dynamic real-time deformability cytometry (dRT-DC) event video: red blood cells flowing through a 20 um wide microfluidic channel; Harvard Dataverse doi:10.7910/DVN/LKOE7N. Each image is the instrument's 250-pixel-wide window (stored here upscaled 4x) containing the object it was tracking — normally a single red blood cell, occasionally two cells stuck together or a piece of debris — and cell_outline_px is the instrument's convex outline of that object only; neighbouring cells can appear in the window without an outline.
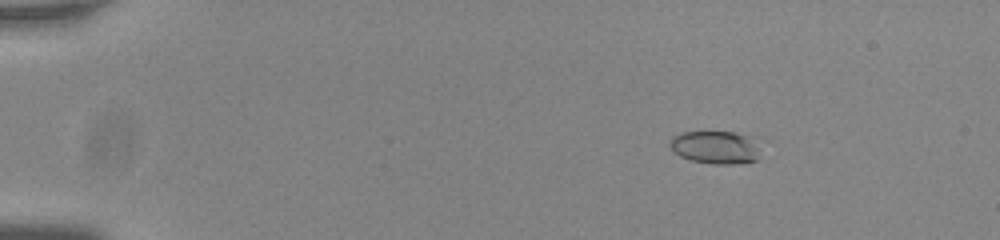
{"species": "common noctule bat (a hibernating species)", "species_latin": "Nyctalus noctula", "temperature_condition": "room temperature", "stored_images_in_passage": 57, "camera_frame_rate_fps": 3000, "um_per_image_px": 0.085, "animal": {"sex": "male", "body_mass_g": 20.0, "forearm_length_mm": 53.3}, "frame": {"image": 1, "passage_image": 10, "time_ms": 3.0, "image_size_px": [1000, 240], "cell_outline_px": [[760, 160], [740, 164], [712, 164], [688, 160], [672, 152], [668, 144], [672, 136], [680, 132], [736, 132], [748, 136], [756, 140], [760, 144]], "centroid_in_image_um": [60.84, 12.54], "position_along_channel_um": 24.2, "area_um2": 18.09}}
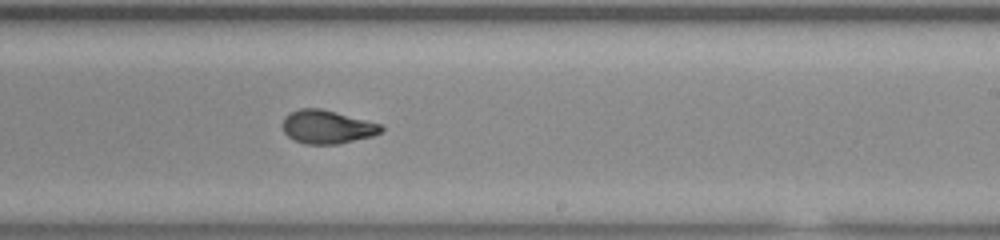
{"frame": {"image": 2, "passage_image": 37, "time_ms": 12.0, "image_size_px": [1000, 240], "cell_outline_px": [[384, 128], [380, 132], [372, 136], [336, 144], [304, 144], [292, 140], [284, 132], [280, 124], [284, 116], [288, 112], [300, 108], [320, 108], [336, 112], [380, 124]], "centroid_in_image_um": [27.71, 10.78], "position_along_channel_um": 261.3, "area_um2": 19.31}}
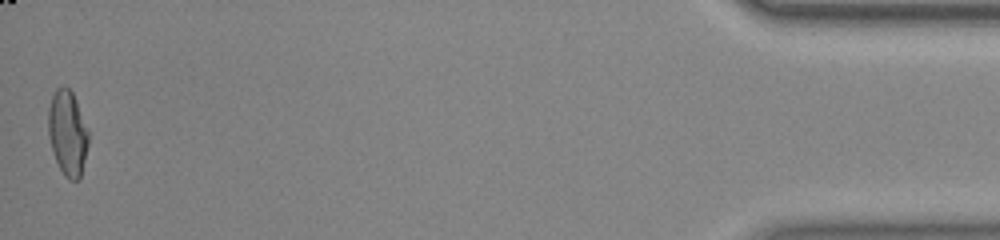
{"frame": {"image": 3, "passage_image": 57, "time_ms": 18.667, "image_size_px": [1000, 240], "cell_outline_px": [[88, 144], [80, 180], [68, 180], [64, 176], [56, 160], [48, 136], [48, 108], [52, 96], [56, 88], [64, 84], [72, 92], [76, 100], [88, 132]], "centroid_in_image_um": [5.73, 11.3], "position_along_channel_um": 429.5, "area_um2": 19.88}, "authors_computed_cell_mechanics": {"area_um2": 19.4786, "velocity_mm_per_s": 3.7636, "shape_relaxation_time_tau1_ms": 7.2602, "shape_relaxation_time_tau2_ms": 1.2395, "deformation_change_tau1": 0.2148, "deformation_change_tau2": 0.0681}}